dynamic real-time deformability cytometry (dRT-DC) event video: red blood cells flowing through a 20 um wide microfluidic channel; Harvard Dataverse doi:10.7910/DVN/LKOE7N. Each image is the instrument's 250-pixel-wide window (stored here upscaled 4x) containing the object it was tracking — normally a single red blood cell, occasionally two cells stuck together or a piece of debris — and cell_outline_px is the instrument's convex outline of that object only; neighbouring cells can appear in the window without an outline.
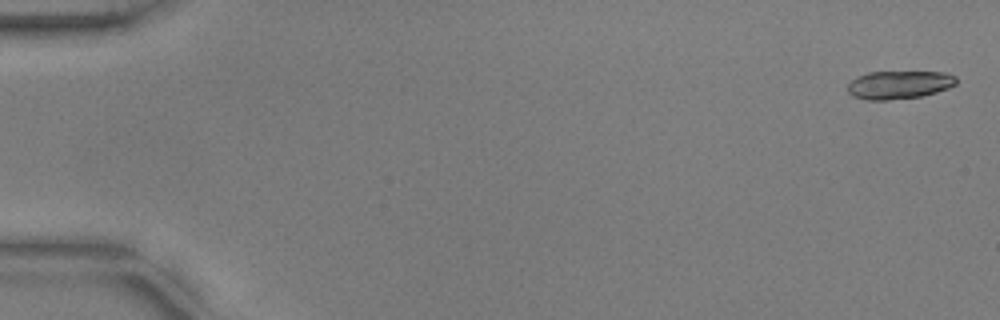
{"species": "common noctule bat (a hibernating species)", "species_latin": "Nyctalus noctula", "temperature_condition": "warm", "stored_images_in_passage": 51, "camera_frame_rate_fps": 3000, "um_per_image_px": 0.085, "animal": {"sex": "male", "body_mass_g": 17.9, "forearm_length_mm": 54.2}, "frame": {"image": 1, "passage_image": 2, "time_ms": 0.333, "image_size_px": [1000, 320], "cell_outline_px": [[956, 84], [948, 88], [936, 92], [920, 96], [888, 100], [868, 100], [852, 96], [848, 92], [848, 84], [856, 76], [868, 72], [944, 72], [956, 76]], "centroid_in_image_um": [76.4, 7.2], "position_along_channel_um": 8.6, "area_um2": 17.8}}
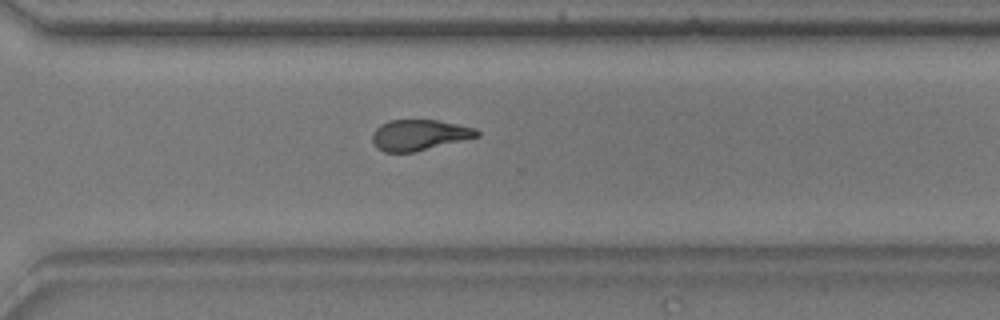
{"frame": {"image": 2, "passage_image": 40, "time_ms": 13.0, "image_size_px": [1000, 320], "cell_outline_px": [[480, 136], [412, 152], [384, 152], [376, 148], [372, 140], [372, 132], [380, 124], [388, 120], [436, 120], [476, 128], [480, 132]], "centroid_in_image_um": [35.6, 11.47], "position_along_channel_um": 335.0, "area_um2": 18.67}}
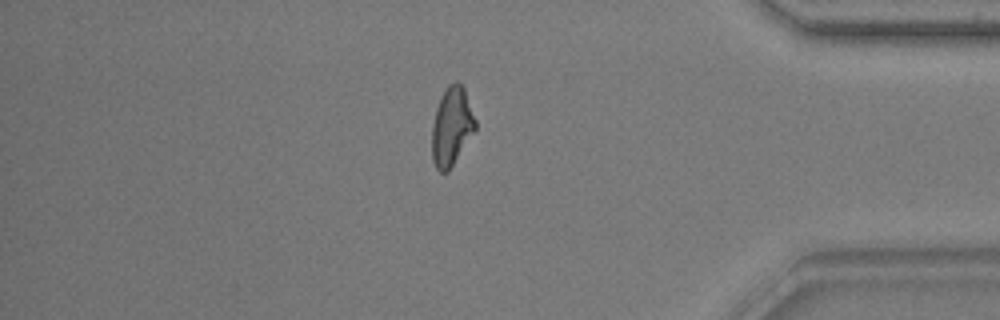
{"frame": {"image": 3, "passage_image": 47, "time_ms": 15.333, "image_size_px": [1000, 320], "cell_outline_px": [[476, 128], [448, 172], [440, 172], [436, 168], [432, 160], [432, 124], [436, 108], [448, 84], [456, 80], [464, 88], [476, 120]], "centroid_in_image_um": [38.38, 10.75], "position_along_channel_um": 396.8, "area_um2": 19.65}}